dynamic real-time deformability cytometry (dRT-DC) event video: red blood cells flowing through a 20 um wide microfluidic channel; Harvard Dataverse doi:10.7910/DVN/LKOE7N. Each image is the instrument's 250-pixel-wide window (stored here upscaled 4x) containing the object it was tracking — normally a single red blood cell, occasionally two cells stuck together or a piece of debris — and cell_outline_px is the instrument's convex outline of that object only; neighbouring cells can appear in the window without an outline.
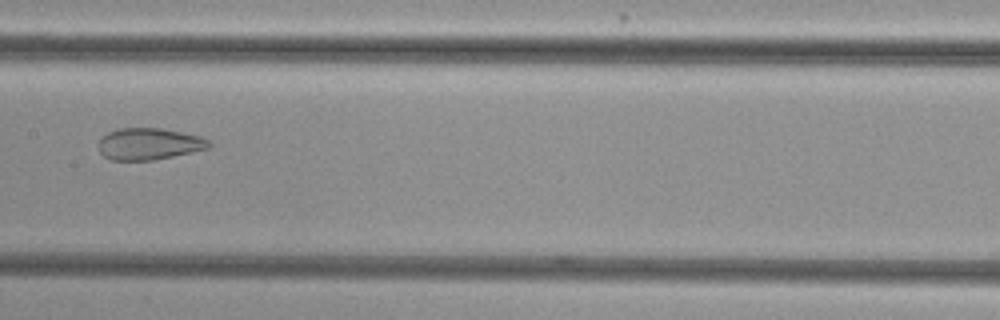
{"species": "common noctule bat (a hibernating species)", "species_latin": "Nyctalus noctula", "temperature_condition": "cold", "stored_images_in_passage": 38, "camera_frame_rate_fps": 3000, "um_per_image_px": 0.085, "animal": {"sex": "female", "body_mass_g": 29.2, "forearm_length_mm": 56.3}, "frame": {"image": 1, "passage_image": 12, "time_ms": 3.667, "image_size_px": [1000, 320], "cell_outline_px": [[212, 144], [208, 148], [172, 156], [152, 160], [112, 160], [104, 156], [100, 152], [96, 144], [108, 132], [120, 128], [160, 128], [200, 136], [208, 140]], "centroid_in_image_um": [12.63, 12.23], "position_along_channel_um": 194.8, "area_um2": 20.23}}
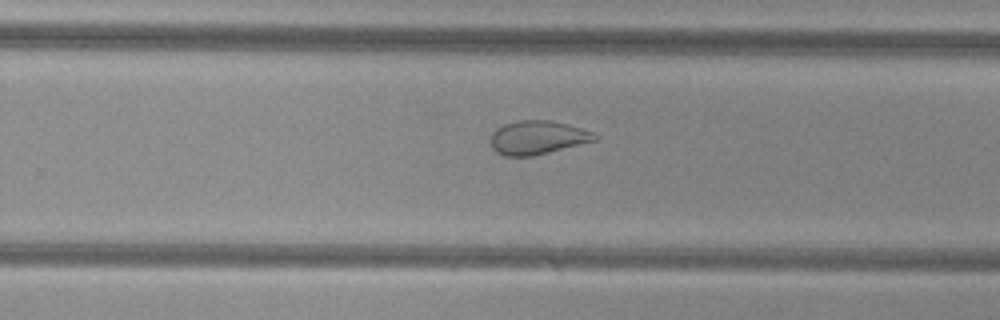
{"frame": {"image": 2, "passage_image": 19, "time_ms": 6.0, "image_size_px": [1000, 320], "cell_outline_px": [[600, 140], [532, 156], [504, 156], [496, 152], [492, 148], [492, 132], [496, 128], [504, 124], [516, 120], [552, 120], [568, 124], [592, 132], [600, 136]], "centroid_in_image_um": [45.73, 11.69], "position_along_channel_um": 284.1, "area_um2": 20.63}}
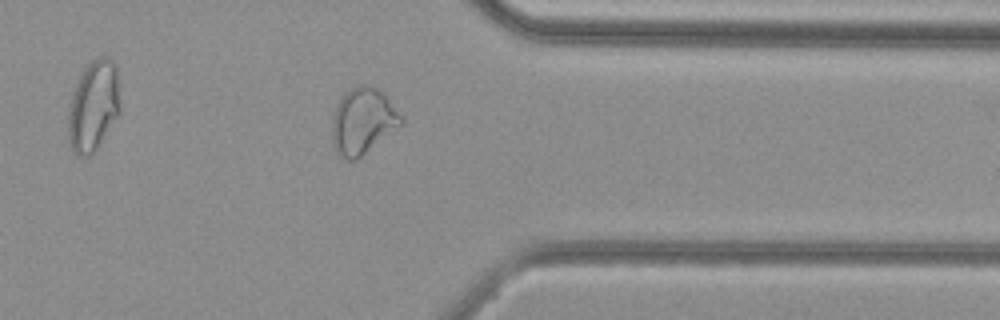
{"frame": {"image": 3, "passage_image": 27, "time_ms": 8.667, "image_size_px": [1000, 320], "cell_outline_px": [[404, 120], [400, 124], [356, 160], [348, 160], [340, 156], [336, 152], [332, 140], [332, 120], [336, 104], [344, 92], [360, 84], [368, 84], [376, 88], [404, 116]], "centroid_in_image_um": [30.8, 10.28], "position_along_channel_um": 380.6, "area_um2": 26.18}, "authors_computed_cell_mechanics": {"area_um2": 22.6865, "velocity_mm_per_s": 3.8374, "shape_relaxation_time_tau1_ms": 5.9429, "shape_relaxation_time_tau2_ms": 2.0706, "deformation_change_tau1": null, "deformation_change_tau2": 0.0757}}